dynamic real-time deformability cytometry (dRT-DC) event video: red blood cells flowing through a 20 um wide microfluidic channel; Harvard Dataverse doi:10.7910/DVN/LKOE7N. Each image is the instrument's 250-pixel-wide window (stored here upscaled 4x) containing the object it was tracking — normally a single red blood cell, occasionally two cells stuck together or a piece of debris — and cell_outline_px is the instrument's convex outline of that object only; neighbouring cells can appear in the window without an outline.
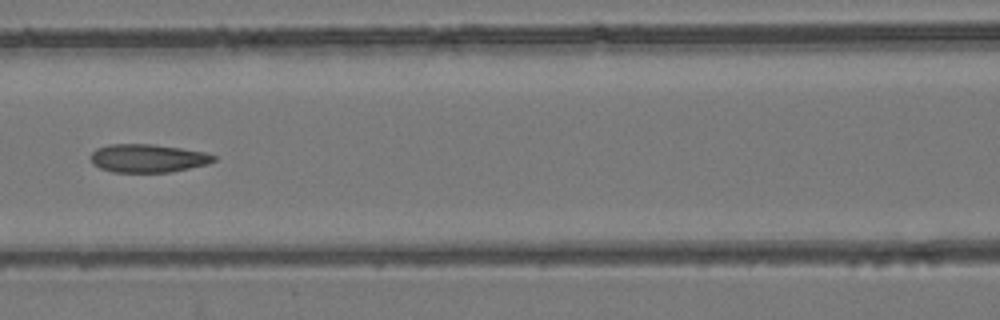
{"species": "common noctule bat (a hibernating species)", "species_latin": "Nyctalus noctula", "temperature_condition": "room temperature", "stored_images_in_passage": 7, "camera_frame_rate_fps": 3000, "um_per_image_px": 0.085, "animal": {"sex": "female", "body_mass_g": 24.6, "forearm_length_mm": 56.2}, "frame": {"image": 1, "passage_image": 7, "time_ms": 7.667, "image_size_px": [1000, 320], "cell_outline_px": [[216, 160], [208, 164], [172, 172], [112, 172], [100, 168], [92, 164], [92, 152], [96, 148], [108, 144], [152, 144], [180, 148], [204, 152], [216, 156]], "centroid_in_image_um": [12.57, 13.45], "position_along_channel_um": 154.0, "area_um2": 20.29}}